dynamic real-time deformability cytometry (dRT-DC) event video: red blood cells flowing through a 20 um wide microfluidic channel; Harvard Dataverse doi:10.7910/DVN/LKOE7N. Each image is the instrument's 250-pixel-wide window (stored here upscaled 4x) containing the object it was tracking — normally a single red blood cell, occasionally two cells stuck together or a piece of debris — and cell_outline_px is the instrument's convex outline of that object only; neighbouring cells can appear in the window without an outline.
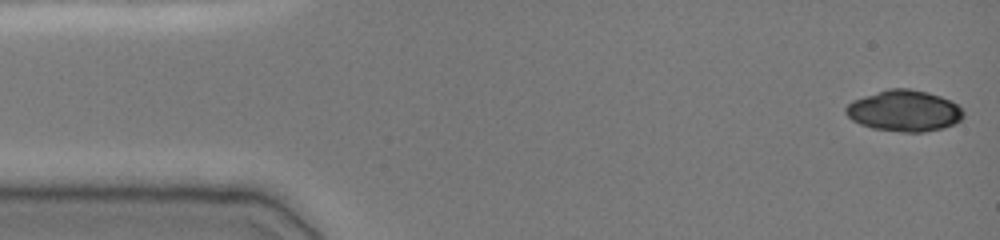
{"species": "common noctule bat (a hibernating species)", "species_latin": "Nyctalus noctula", "temperature_condition": "cold", "stored_images_in_passage": 48, "camera_frame_rate_fps": 3000, "um_per_image_px": 0.085, "animal": {"sex": "female", "body_mass_g": 19.0, "forearm_length_mm": 51.5}, "frame": {"image": 1, "passage_image": 1, "time_ms": 0.0, "image_size_px": [1000, 240], "cell_outline_px": [[964, 116], [956, 124], [944, 128], [924, 132], [904, 132], [872, 128], [860, 124], [852, 120], [844, 112], [844, 108], [852, 100], [888, 88], [908, 88], [928, 92], [940, 96], [956, 104], [964, 112]], "centroid_in_image_um": [76.85, 9.42], "position_along_channel_um": 8.2, "area_um2": 28.32}}
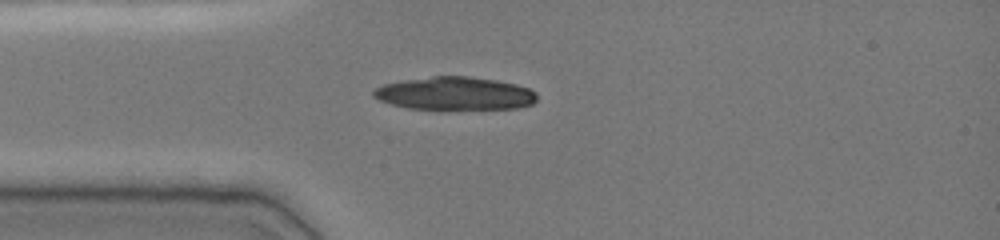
{"frame": {"image": 2, "passage_image": 12, "time_ms": 3.667, "image_size_px": [1000, 240], "cell_outline_px": [[536, 100], [532, 104], [520, 108], [408, 108], [392, 104], [380, 100], [372, 96], [372, 92], [376, 88], [384, 84], [404, 80], [432, 76], [468, 76], [496, 80], [516, 84], [528, 88], [536, 92]], "centroid_in_image_um": [38.67, 7.93], "position_along_channel_um": 46.3, "area_um2": 31.04}}
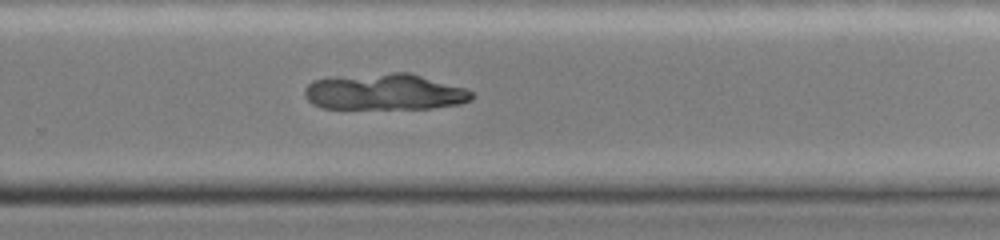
{"frame": {"image": 3, "passage_image": 32, "time_ms": 10.333, "image_size_px": [1000, 240], "cell_outline_px": [[472, 100], [460, 104], [432, 108], [320, 108], [312, 104], [304, 96], [304, 88], [312, 80], [332, 76], [392, 72], [408, 72], [464, 88], [472, 92]], "centroid_in_image_um": [32.63, 7.8], "position_along_channel_um": 297.2, "area_um2": 35.49}}